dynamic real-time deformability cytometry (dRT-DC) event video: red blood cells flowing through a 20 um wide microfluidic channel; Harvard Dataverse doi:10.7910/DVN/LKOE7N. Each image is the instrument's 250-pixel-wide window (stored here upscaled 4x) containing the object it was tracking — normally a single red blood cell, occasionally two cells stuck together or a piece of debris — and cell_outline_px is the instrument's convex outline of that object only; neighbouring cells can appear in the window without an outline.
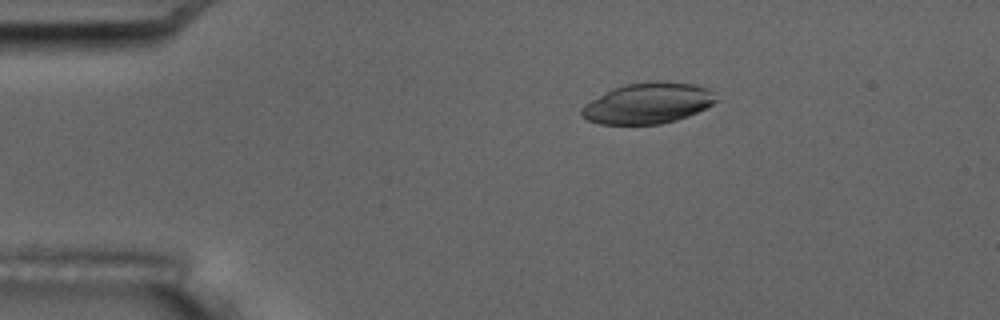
{"species": "common noctule bat (a hibernating species)", "species_latin": "Nyctalus noctula", "temperature_condition": "room temperature", "stored_images_in_passage": 7, "camera_frame_rate_fps": 3000, "um_per_image_px": 0.085, "animal": {"sex": "male", "body_mass_g": 17.5, "forearm_length_mm": 52.3}, "frame": {"image": 1, "passage_image": 4, "time_ms": 3.333, "image_size_px": [1000, 320], "cell_outline_px": [[720, 100], [688, 116], [676, 120], [660, 124], [600, 124], [588, 120], [580, 116], [580, 108], [584, 104], [612, 88], [624, 84], [692, 84], [708, 88]], "centroid_in_image_um": [55.02, 8.82], "position_along_channel_um": 30.0, "area_um2": 31.15}}